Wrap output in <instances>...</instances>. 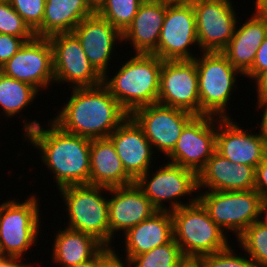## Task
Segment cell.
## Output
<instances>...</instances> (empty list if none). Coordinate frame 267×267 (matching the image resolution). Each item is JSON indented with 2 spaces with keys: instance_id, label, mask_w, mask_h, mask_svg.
<instances>
[{
  "instance_id": "8d00e7d4",
  "label": "cell",
  "mask_w": 267,
  "mask_h": 267,
  "mask_svg": "<svg viewBox=\"0 0 267 267\" xmlns=\"http://www.w3.org/2000/svg\"><path fill=\"white\" fill-rule=\"evenodd\" d=\"M255 190L262 198H267V154L256 167Z\"/></svg>"
},
{
  "instance_id": "52a82bcc",
  "label": "cell",
  "mask_w": 267,
  "mask_h": 267,
  "mask_svg": "<svg viewBox=\"0 0 267 267\" xmlns=\"http://www.w3.org/2000/svg\"><path fill=\"white\" fill-rule=\"evenodd\" d=\"M33 194L25 201L12 198L0 203V257L24 259L27 251L37 245L41 211L40 200Z\"/></svg>"
},
{
  "instance_id": "5bb4252c",
  "label": "cell",
  "mask_w": 267,
  "mask_h": 267,
  "mask_svg": "<svg viewBox=\"0 0 267 267\" xmlns=\"http://www.w3.org/2000/svg\"><path fill=\"white\" fill-rule=\"evenodd\" d=\"M217 117L195 116L183 129L167 161L198 173L216 151Z\"/></svg>"
},
{
  "instance_id": "ba28073f",
  "label": "cell",
  "mask_w": 267,
  "mask_h": 267,
  "mask_svg": "<svg viewBox=\"0 0 267 267\" xmlns=\"http://www.w3.org/2000/svg\"><path fill=\"white\" fill-rule=\"evenodd\" d=\"M166 162V164L163 162L159 169L155 168L156 172L154 171L152 176L150 169L142 174L135 181L136 185L158 211H173L197 202L196 193L199 192L197 174L180 165ZM194 192L196 196L193 195ZM187 195H193V198L187 203L179 201ZM168 201L170 206L166 207L165 203Z\"/></svg>"
},
{
  "instance_id": "3957f363",
  "label": "cell",
  "mask_w": 267,
  "mask_h": 267,
  "mask_svg": "<svg viewBox=\"0 0 267 267\" xmlns=\"http://www.w3.org/2000/svg\"><path fill=\"white\" fill-rule=\"evenodd\" d=\"M103 84L121 107L130 115L134 110L157 103L163 60L155 54L135 53Z\"/></svg>"
},
{
  "instance_id": "4316f807",
  "label": "cell",
  "mask_w": 267,
  "mask_h": 267,
  "mask_svg": "<svg viewBox=\"0 0 267 267\" xmlns=\"http://www.w3.org/2000/svg\"><path fill=\"white\" fill-rule=\"evenodd\" d=\"M94 13L86 0H46L42 25L34 32L35 37L71 33L83 19Z\"/></svg>"
},
{
  "instance_id": "5b68a950",
  "label": "cell",
  "mask_w": 267,
  "mask_h": 267,
  "mask_svg": "<svg viewBox=\"0 0 267 267\" xmlns=\"http://www.w3.org/2000/svg\"><path fill=\"white\" fill-rule=\"evenodd\" d=\"M173 238L185 258H197L226 249L227 234L210 218L197 201L171 211Z\"/></svg>"
},
{
  "instance_id": "cb8c5ba5",
  "label": "cell",
  "mask_w": 267,
  "mask_h": 267,
  "mask_svg": "<svg viewBox=\"0 0 267 267\" xmlns=\"http://www.w3.org/2000/svg\"><path fill=\"white\" fill-rule=\"evenodd\" d=\"M253 12L242 25L237 22L239 27L236 25L233 37L222 51L230 64L243 75L253 66L257 49L267 35V24L256 11Z\"/></svg>"
},
{
  "instance_id": "9c48e42d",
  "label": "cell",
  "mask_w": 267,
  "mask_h": 267,
  "mask_svg": "<svg viewBox=\"0 0 267 267\" xmlns=\"http://www.w3.org/2000/svg\"><path fill=\"white\" fill-rule=\"evenodd\" d=\"M198 191H201L197 193L198 201L207 210L210 218L226 234H228V231L233 232L236 239L260 217L262 197L255 189L245 191Z\"/></svg>"
},
{
  "instance_id": "c3c4849f",
  "label": "cell",
  "mask_w": 267,
  "mask_h": 267,
  "mask_svg": "<svg viewBox=\"0 0 267 267\" xmlns=\"http://www.w3.org/2000/svg\"><path fill=\"white\" fill-rule=\"evenodd\" d=\"M140 1H142V2H149V1H151V0H140Z\"/></svg>"
},
{
  "instance_id": "836d02e7",
  "label": "cell",
  "mask_w": 267,
  "mask_h": 267,
  "mask_svg": "<svg viewBox=\"0 0 267 267\" xmlns=\"http://www.w3.org/2000/svg\"><path fill=\"white\" fill-rule=\"evenodd\" d=\"M8 2L33 32L42 25L46 0H8Z\"/></svg>"
},
{
  "instance_id": "2e32d148",
  "label": "cell",
  "mask_w": 267,
  "mask_h": 267,
  "mask_svg": "<svg viewBox=\"0 0 267 267\" xmlns=\"http://www.w3.org/2000/svg\"><path fill=\"white\" fill-rule=\"evenodd\" d=\"M157 102L200 116L198 74L194 60L163 61Z\"/></svg>"
},
{
  "instance_id": "ee69618b",
  "label": "cell",
  "mask_w": 267,
  "mask_h": 267,
  "mask_svg": "<svg viewBox=\"0 0 267 267\" xmlns=\"http://www.w3.org/2000/svg\"><path fill=\"white\" fill-rule=\"evenodd\" d=\"M259 216L260 218L258 220L267 225V198L261 199Z\"/></svg>"
},
{
  "instance_id": "7402d4cb",
  "label": "cell",
  "mask_w": 267,
  "mask_h": 267,
  "mask_svg": "<svg viewBox=\"0 0 267 267\" xmlns=\"http://www.w3.org/2000/svg\"><path fill=\"white\" fill-rule=\"evenodd\" d=\"M165 14L166 1L143 2L132 23L122 33V42H130L135 53L152 54L158 46Z\"/></svg>"
},
{
  "instance_id": "f6af8a7d",
  "label": "cell",
  "mask_w": 267,
  "mask_h": 267,
  "mask_svg": "<svg viewBox=\"0 0 267 267\" xmlns=\"http://www.w3.org/2000/svg\"><path fill=\"white\" fill-rule=\"evenodd\" d=\"M179 267H202V265L197 258H185Z\"/></svg>"
},
{
  "instance_id": "f1b7e54d",
  "label": "cell",
  "mask_w": 267,
  "mask_h": 267,
  "mask_svg": "<svg viewBox=\"0 0 267 267\" xmlns=\"http://www.w3.org/2000/svg\"><path fill=\"white\" fill-rule=\"evenodd\" d=\"M238 246L252 259L255 267H267V225L259 220L236 239Z\"/></svg>"
},
{
  "instance_id": "277c9868",
  "label": "cell",
  "mask_w": 267,
  "mask_h": 267,
  "mask_svg": "<svg viewBox=\"0 0 267 267\" xmlns=\"http://www.w3.org/2000/svg\"><path fill=\"white\" fill-rule=\"evenodd\" d=\"M199 54L201 58L196 56L193 60L198 74L200 116L231 118L227 113L228 104L235 88L238 89L237 76L243 74L230 64L222 52Z\"/></svg>"
},
{
  "instance_id": "d6986e66",
  "label": "cell",
  "mask_w": 267,
  "mask_h": 267,
  "mask_svg": "<svg viewBox=\"0 0 267 267\" xmlns=\"http://www.w3.org/2000/svg\"><path fill=\"white\" fill-rule=\"evenodd\" d=\"M108 192L112 195L108 198L110 248H114L112 241L116 234L125 233L158 210L135 182L127 186L108 188Z\"/></svg>"
},
{
  "instance_id": "e0dca14e",
  "label": "cell",
  "mask_w": 267,
  "mask_h": 267,
  "mask_svg": "<svg viewBox=\"0 0 267 267\" xmlns=\"http://www.w3.org/2000/svg\"><path fill=\"white\" fill-rule=\"evenodd\" d=\"M216 151L234 164L256 169L267 154V139L261 128L259 133H249L236 119L217 118Z\"/></svg>"
},
{
  "instance_id": "8fae6325",
  "label": "cell",
  "mask_w": 267,
  "mask_h": 267,
  "mask_svg": "<svg viewBox=\"0 0 267 267\" xmlns=\"http://www.w3.org/2000/svg\"><path fill=\"white\" fill-rule=\"evenodd\" d=\"M189 1L195 13L200 52H222L233 37L237 21H239L232 1Z\"/></svg>"
},
{
  "instance_id": "4dcf8cb0",
  "label": "cell",
  "mask_w": 267,
  "mask_h": 267,
  "mask_svg": "<svg viewBox=\"0 0 267 267\" xmlns=\"http://www.w3.org/2000/svg\"><path fill=\"white\" fill-rule=\"evenodd\" d=\"M142 3L140 0H106L96 13L123 33Z\"/></svg>"
},
{
  "instance_id": "30bf717a",
  "label": "cell",
  "mask_w": 267,
  "mask_h": 267,
  "mask_svg": "<svg viewBox=\"0 0 267 267\" xmlns=\"http://www.w3.org/2000/svg\"><path fill=\"white\" fill-rule=\"evenodd\" d=\"M199 49L195 13L189 0L166 1V14L160 32L157 49L152 53L163 61L193 60L196 57L190 47Z\"/></svg>"
},
{
  "instance_id": "9a60e30c",
  "label": "cell",
  "mask_w": 267,
  "mask_h": 267,
  "mask_svg": "<svg viewBox=\"0 0 267 267\" xmlns=\"http://www.w3.org/2000/svg\"><path fill=\"white\" fill-rule=\"evenodd\" d=\"M0 72L32 85L39 92H43L42 89H48L55 83L53 50L49 39L34 37L25 42L19 51L0 68Z\"/></svg>"
},
{
  "instance_id": "44dd1931",
  "label": "cell",
  "mask_w": 267,
  "mask_h": 267,
  "mask_svg": "<svg viewBox=\"0 0 267 267\" xmlns=\"http://www.w3.org/2000/svg\"><path fill=\"white\" fill-rule=\"evenodd\" d=\"M256 169L234 164L215 151L198 173V190L245 191L255 189Z\"/></svg>"
},
{
  "instance_id": "74e56055",
  "label": "cell",
  "mask_w": 267,
  "mask_h": 267,
  "mask_svg": "<svg viewBox=\"0 0 267 267\" xmlns=\"http://www.w3.org/2000/svg\"><path fill=\"white\" fill-rule=\"evenodd\" d=\"M116 249L112 248L98 263V267H133L132 263L128 259H121L122 255L117 253ZM124 261V262H123Z\"/></svg>"
},
{
  "instance_id": "f546056e",
  "label": "cell",
  "mask_w": 267,
  "mask_h": 267,
  "mask_svg": "<svg viewBox=\"0 0 267 267\" xmlns=\"http://www.w3.org/2000/svg\"><path fill=\"white\" fill-rule=\"evenodd\" d=\"M184 259L180 247L173 238L169 243L134 256L130 261L133 267H179Z\"/></svg>"
},
{
  "instance_id": "bcb514c9",
  "label": "cell",
  "mask_w": 267,
  "mask_h": 267,
  "mask_svg": "<svg viewBox=\"0 0 267 267\" xmlns=\"http://www.w3.org/2000/svg\"><path fill=\"white\" fill-rule=\"evenodd\" d=\"M86 1L94 12H97L101 8V6L106 2V0H86Z\"/></svg>"
},
{
  "instance_id": "1f68e13d",
  "label": "cell",
  "mask_w": 267,
  "mask_h": 267,
  "mask_svg": "<svg viewBox=\"0 0 267 267\" xmlns=\"http://www.w3.org/2000/svg\"><path fill=\"white\" fill-rule=\"evenodd\" d=\"M0 33L21 37L26 42L35 37L34 32L8 1L0 3Z\"/></svg>"
},
{
  "instance_id": "7c38bea8",
  "label": "cell",
  "mask_w": 267,
  "mask_h": 267,
  "mask_svg": "<svg viewBox=\"0 0 267 267\" xmlns=\"http://www.w3.org/2000/svg\"><path fill=\"white\" fill-rule=\"evenodd\" d=\"M53 50L55 84L68 83L71 88L94 87L103 83V77L94 69L78 38L71 33L48 37Z\"/></svg>"
},
{
  "instance_id": "f35d334b",
  "label": "cell",
  "mask_w": 267,
  "mask_h": 267,
  "mask_svg": "<svg viewBox=\"0 0 267 267\" xmlns=\"http://www.w3.org/2000/svg\"><path fill=\"white\" fill-rule=\"evenodd\" d=\"M256 93L258 102H267V72L262 74L256 81Z\"/></svg>"
},
{
  "instance_id": "d590c367",
  "label": "cell",
  "mask_w": 267,
  "mask_h": 267,
  "mask_svg": "<svg viewBox=\"0 0 267 267\" xmlns=\"http://www.w3.org/2000/svg\"><path fill=\"white\" fill-rule=\"evenodd\" d=\"M265 72H267V35L257 49L253 66L243 75V77L256 81Z\"/></svg>"
},
{
  "instance_id": "60d3db41",
  "label": "cell",
  "mask_w": 267,
  "mask_h": 267,
  "mask_svg": "<svg viewBox=\"0 0 267 267\" xmlns=\"http://www.w3.org/2000/svg\"><path fill=\"white\" fill-rule=\"evenodd\" d=\"M112 248L104 247L94 258L85 262L73 265L70 267H98L99 261L111 250Z\"/></svg>"
},
{
  "instance_id": "7bdbcfd3",
  "label": "cell",
  "mask_w": 267,
  "mask_h": 267,
  "mask_svg": "<svg viewBox=\"0 0 267 267\" xmlns=\"http://www.w3.org/2000/svg\"><path fill=\"white\" fill-rule=\"evenodd\" d=\"M254 10L267 24V0H256Z\"/></svg>"
},
{
  "instance_id": "ac0fdd59",
  "label": "cell",
  "mask_w": 267,
  "mask_h": 267,
  "mask_svg": "<svg viewBox=\"0 0 267 267\" xmlns=\"http://www.w3.org/2000/svg\"><path fill=\"white\" fill-rule=\"evenodd\" d=\"M72 33L80 41L94 69L102 77L109 74L108 65L114 56L113 51L117 48L115 46L122 42V33L96 12L83 19Z\"/></svg>"
},
{
  "instance_id": "83f0119b",
  "label": "cell",
  "mask_w": 267,
  "mask_h": 267,
  "mask_svg": "<svg viewBox=\"0 0 267 267\" xmlns=\"http://www.w3.org/2000/svg\"><path fill=\"white\" fill-rule=\"evenodd\" d=\"M39 91L32 85L0 72V108L3 116L12 118L30 106Z\"/></svg>"
},
{
  "instance_id": "603a6c76",
  "label": "cell",
  "mask_w": 267,
  "mask_h": 267,
  "mask_svg": "<svg viewBox=\"0 0 267 267\" xmlns=\"http://www.w3.org/2000/svg\"><path fill=\"white\" fill-rule=\"evenodd\" d=\"M122 236L125 243V258L128 260L169 243L173 239L171 211H157L150 218L129 228Z\"/></svg>"
},
{
  "instance_id": "d4e9b609",
  "label": "cell",
  "mask_w": 267,
  "mask_h": 267,
  "mask_svg": "<svg viewBox=\"0 0 267 267\" xmlns=\"http://www.w3.org/2000/svg\"><path fill=\"white\" fill-rule=\"evenodd\" d=\"M134 182L126 173L112 141L109 138L91 139L89 185L112 188Z\"/></svg>"
},
{
  "instance_id": "6da1fadb",
  "label": "cell",
  "mask_w": 267,
  "mask_h": 267,
  "mask_svg": "<svg viewBox=\"0 0 267 267\" xmlns=\"http://www.w3.org/2000/svg\"><path fill=\"white\" fill-rule=\"evenodd\" d=\"M22 138L38 149L39 158L51 171L57 189L69 185H89L91 139L68 133L51 119L47 129L37 120L22 121Z\"/></svg>"
},
{
  "instance_id": "ffe728a7",
  "label": "cell",
  "mask_w": 267,
  "mask_h": 267,
  "mask_svg": "<svg viewBox=\"0 0 267 267\" xmlns=\"http://www.w3.org/2000/svg\"><path fill=\"white\" fill-rule=\"evenodd\" d=\"M115 146L126 173L136 181L151 169L155 151L142 129L129 116L108 137Z\"/></svg>"
},
{
  "instance_id": "7dc6e473",
  "label": "cell",
  "mask_w": 267,
  "mask_h": 267,
  "mask_svg": "<svg viewBox=\"0 0 267 267\" xmlns=\"http://www.w3.org/2000/svg\"><path fill=\"white\" fill-rule=\"evenodd\" d=\"M164 1H168V2H181V1H186V0H164Z\"/></svg>"
},
{
  "instance_id": "b9f144b4",
  "label": "cell",
  "mask_w": 267,
  "mask_h": 267,
  "mask_svg": "<svg viewBox=\"0 0 267 267\" xmlns=\"http://www.w3.org/2000/svg\"><path fill=\"white\" fill-rule=\"evenodd\" d=\"M257 106H255V108L257 107L258 109L260 108L263 112V114L261 115V122L259 124V128H261L262 133L264 134V136L267 139V102H256ZM264 110V111H263Z\"/></svg>"
},
{
  "instance_id": "4fadbf2b",
  "label": "cell",
  "mask_w": 267,
  "mask_h": 267,
  "mask_svg": "<svg viewBox=\"0 0 267 267\" xmlns=\"http://www.w3.org/2000/svg\"><path fill=\"white\" fill-rule=\"evenodd\" d=\"M155 149L167 156L175 147L184 127L195 117L190 112L160 103L134 110L129 115Z\"/></svg>"
},
{
  "instance_id": "484cf974",
  "label": "cell",
  "mask_w": 267,
  "mask_h": 267,
  "mask_svg": "<svg viewBox=\"0 0 267 267\" xmlns=\"http://www.w3.org/2000/svg\"><path fill=\"white\" fill-rule=\"evenodd\" d=\"M55 236L50 256L59 267H70L90 260L105 247L95 237L66 226L60 228Z\"/></svg>"
},
{
  "instance_id": "d6a6232c",
  "label": "cell",
  "mask_w": 267,
  "mask_h": 267,
  "mask_svg": "<svg viewBox=\"0 0 267 267\" xmlns=\"http://www.w3.org/2000/svg\"><path fill=\"white\" fill-rule=\"evenodd\" d=\"M229 245L226 249L197 257L202 267H255L252 259L244 253L240 256ZM235 252V253H234Z\"/></svg>"
},
{
  "instance_id": "8992f818",
  "label": "cell",
  "mask_w": 267,
  "mask_h": 267,
  "mask_svg": "<svg viewBox=\"0 0 267 267\" xmlns=\"http://www.w3.org/2000/svg\"><path fill=\"white\" fill-rule=\"evenodd\" d=\"M66 205V227L89 234L110 248L107 187L69 185L59 189Z\"/></svg>"
},
{
  "instance_id": "e575fe53",
  "label": "cell",
  "mask_w": 267,
  "mask_h": 267,
  "mask_svg": "<svg viewBox=\"0 0 267 267\" xmlns=\"http://www.w3.org/2000/svg\"><path fill=\"white\" fill-rule=\"evenodd\" d=\"M25 42L21 37L0 33V68L19 51Z\"/></svg>"
},
{
  "instance_id": "ab89813d",
  "label": "cell",
  "mask_w": 267,
  "mask_h": 267,
  "mask_svg": "<svg viewBox=\"0 0 267 267\" xmlns=\"http://www.w3.org/2000/svg\"><path fill=\"white\" fill-rule=\"evenodd\" d=\"M24 259L14 257H0V267H34L35 263L22 261Z\"/></svg>"
},
{
  "instance_id": "7a4b0ae2",
  "label": "cell",
  "mask_w": 267,
  "mask_h": 267,
  "mask_svg": "<svg viewBox=\"0 0 267 267\" xmlns=\"http://www.w3.org/2000/svg\"><path fill=\"white\" fill-rule=\"evenodd\" d=\"M51 120L62 130L89 139L108 138L129 114L102 83L72 88L71 96Z\"/></svg>"
}]
</instances>
